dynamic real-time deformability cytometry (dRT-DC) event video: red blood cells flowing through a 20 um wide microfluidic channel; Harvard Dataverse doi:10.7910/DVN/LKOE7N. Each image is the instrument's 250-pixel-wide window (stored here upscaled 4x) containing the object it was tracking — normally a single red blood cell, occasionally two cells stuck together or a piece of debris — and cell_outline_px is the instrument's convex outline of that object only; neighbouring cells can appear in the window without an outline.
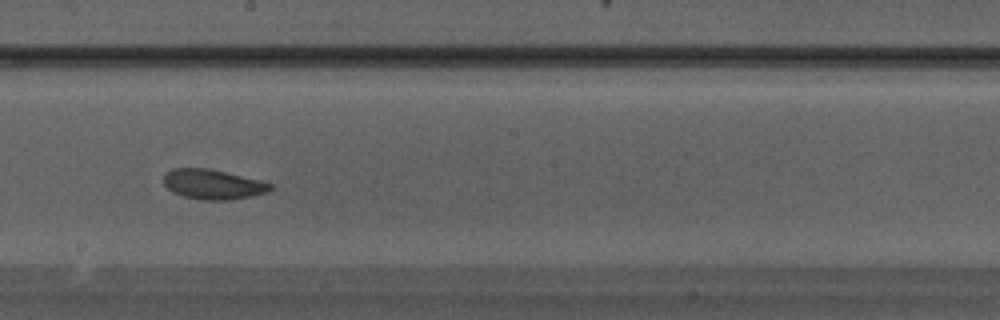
{"species": "Egyptian fruit bat (a non-hibernating species)", "species_latin": "Rousettus aegyptiacus", "temperature_condition": "warm", "stored_images_in_passage": 24, "camera_frame_rate_fps": 3000, "um_per_image_px": 0.085, "animal": {"sex": "male"}, "frame": {"image": 1, "passage_image": 10, "time_ms": 3.0, "image_size_px": [1000, 320], "cell_outline_px": [[272, 188], [268, 192], [228, 200], [204, 200], [184, 196], [172, 192], [164, 184], [164, 172], [172, 168], [208, 168], [260, 180], [272, 184]], "centroid_in_image_um": [18.06, 15.66], "position_along_channel_um": 230.1, "area_um2": 18.44}}
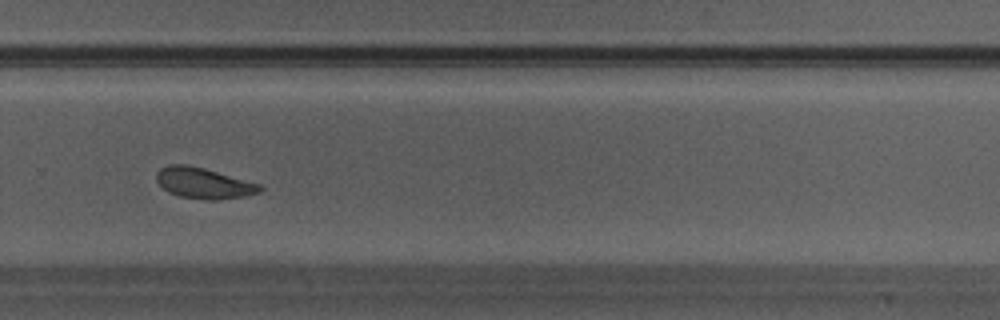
{"frame": {"image": 2, "passage_image": 14, "time_ms": 4.333, "image_size_px": [1000, 320], "cell_outline_px": [[264, 188], [260, 192], [248, 196], [216, 200], [208, 200], [180, 196], [168, 192], [156, 180], [156, 172], [160, 168], [168, 164], [188, 164], [204, 168], [260, 184]], "centroid_in_image_um": [17.32, 15.56], "position_along_channel_um": 312.5, "area_um2": 18.67}}